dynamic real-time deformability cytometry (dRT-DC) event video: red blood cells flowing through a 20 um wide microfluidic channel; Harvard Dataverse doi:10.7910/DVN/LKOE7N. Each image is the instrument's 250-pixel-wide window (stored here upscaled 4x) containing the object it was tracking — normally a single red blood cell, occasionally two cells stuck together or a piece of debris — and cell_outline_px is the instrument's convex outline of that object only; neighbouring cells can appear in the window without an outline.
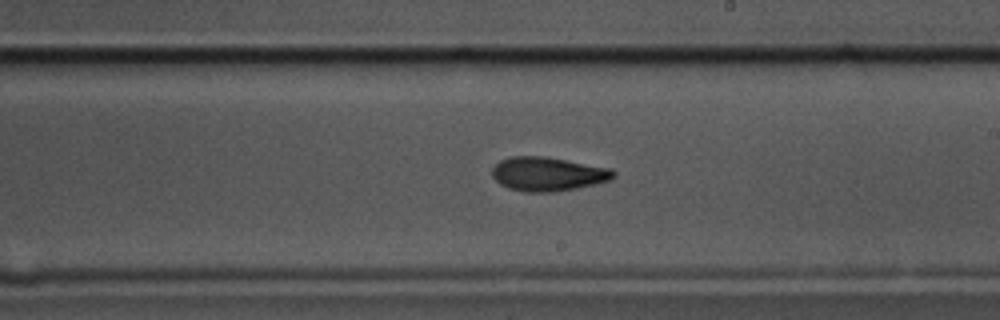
{"species": "common noctule bat (a hibernating species)", "species_latin": "Nyctalus noctula", "temperature_condition": "cold", "stored_images_in_passage": 56, "camera_frame_rate_fps": 3000, "um_per_image_px": 0.085, "animal": {"sex": "male", "body_mass_g": 17.5, "forearm_length_mm": 52.3}, "frame": {"image": 1, "passage_image": 32, "time_ms": 10.333, "image_size_px": [1000, 320], "cell_outline_px": [[616, 176], [608, 180], [576, 188], [552, 192], [524, 192], [508, 188], [500, 184], [492, 176], [492, 168], [500, 160], [512, 156], [544, 156], [612, 168], [616, 172]], "centroid_in_image_um": [46.55, 14.78], "position_along_channel_um": 242.5, "area_um2": 23.99}}
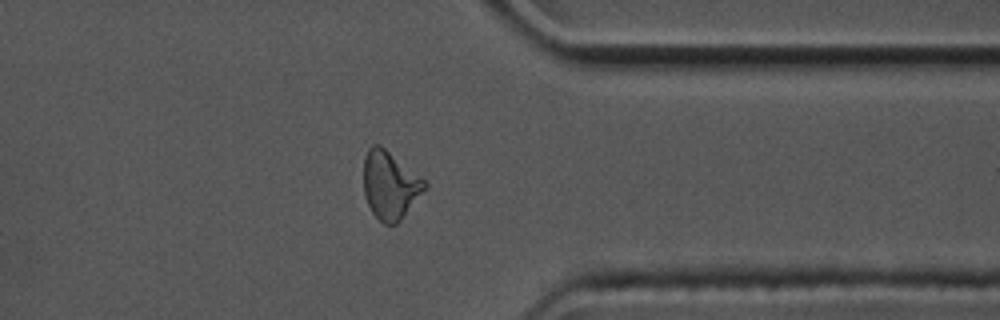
{"frame": {"image": 2, "passage_image": 44, "time_ms": 14.333, "image_size_px": [1000, 320], "cell_outline_px": [[428, 184], [400, 220], [396, 224], [384, 224], [372, 212], [364, 196], [364, 156], [368, 148], [372, 144], [380, 144], [424, 180]], "centroid_in_image_um": [33.11, 15.71], "position_along_channel_um": 378.3, "area_um2": 23.7}}
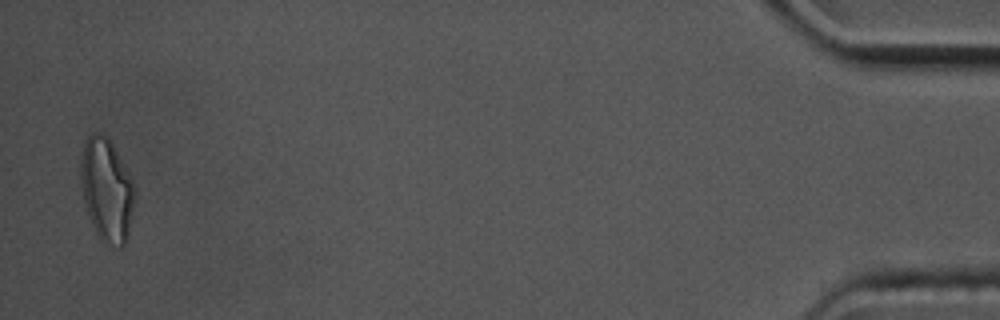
{"frame": {"image": 3, "passage_image": 55, "time_ms": 18.0, "image_size_px": [1000, 320], "cell_outline_px": [[132, 208], [128, 232], [124, 244], [120, 248], [108, 248], [100, 240], [92, 224], [84, 200], [80, 176], [80, 160], [84, 140], [92, 132], [96, 132], [104, 136], [112, 144], [128, 172], [132, 180]], "centroid_in_image_um": [9.02, 16.16], "position_along_channel_um": 426.2, "area_um2": 31.85}, "authors_computed_cell_mechanics": {"area_um2": 23.5535, "velocity_mm_per_s": 3.5771, "shape_relaxation_time_tau1_ms": 6.6432, "shape_relaxation_time_tau2_ms": 4.4158, "deformation_change_tau1": 0.2061, "deformation_change_tau2": 0.1209}}